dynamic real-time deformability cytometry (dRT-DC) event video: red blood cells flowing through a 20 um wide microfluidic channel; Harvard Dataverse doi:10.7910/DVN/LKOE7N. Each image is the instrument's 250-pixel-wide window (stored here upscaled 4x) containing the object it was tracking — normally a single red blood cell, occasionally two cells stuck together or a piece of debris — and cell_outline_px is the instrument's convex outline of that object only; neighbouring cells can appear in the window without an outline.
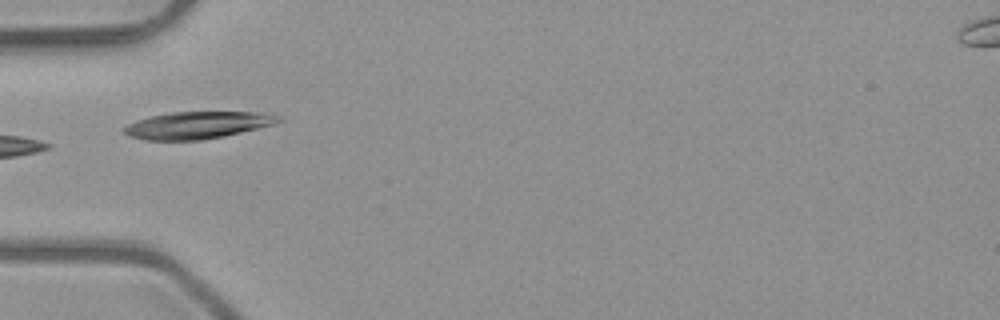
{"species": "common noctule bat (a hibernating species)", "species_latin": "Nyctalus noctula", "temperature_condition": "room temperature", "stored_images_in_passage": 5, "camera_frame_rate_fps": 3000, "um_per_image_px": 0.085, "animal": {"sex": "male", "body_mass_g": 23.1, "forearm_length_mm": 52.7}, "frame": {"image": 1, "passage_image": 5, "time_ms": 1.333, "image_size_px": [1000, 320], "cell_outline_px": [[284, 120], [272, 124], [224, 136], [200, 140], [144, 140], [128, 136], [124, 132], [124, 128], [128, 124], [136, 120], [148, 116], [168, 112], [256, 112], [280, 116]], "centroid_in_image_um": [16.72, 10.63], "position_along_channel_um": 68.3, "area_um2": 24.28}}